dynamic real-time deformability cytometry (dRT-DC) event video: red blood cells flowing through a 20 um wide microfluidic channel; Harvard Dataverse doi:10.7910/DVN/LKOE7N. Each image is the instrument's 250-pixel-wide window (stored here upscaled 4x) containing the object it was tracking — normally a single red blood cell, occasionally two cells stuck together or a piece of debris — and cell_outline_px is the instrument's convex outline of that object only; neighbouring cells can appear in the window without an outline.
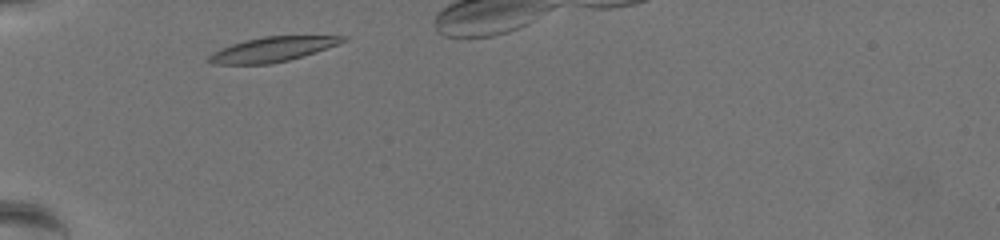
{"species": "common noctule bat (a hibernating species)", "species_latin": "Nyctalus noctula", "temperature_condition": "warm", "stored_images_in_passage": 13, "camera_frame_rate_fps": 3000, "um_per_image_px": 0.085, "animal": {"sex": "female", "body_mass_g": 19.5, "forearm_length_mm": 54.1}, "frame": {"image": 1, "passage_image": 1, "time_ms": 0.0, "image_size_px": [1000, 240], "cell_outline_px": [[348, 40], [316, 52], [288, 60], [272, 64], [216, 64], [204, 60], [212, 52], [220, 48], [244, 40], [264, 36], [348, 36]], "centroid_in_image_um": [23.12, 4.19], "position_along_channel_um": 61.9, "area_um2": 19.31}}